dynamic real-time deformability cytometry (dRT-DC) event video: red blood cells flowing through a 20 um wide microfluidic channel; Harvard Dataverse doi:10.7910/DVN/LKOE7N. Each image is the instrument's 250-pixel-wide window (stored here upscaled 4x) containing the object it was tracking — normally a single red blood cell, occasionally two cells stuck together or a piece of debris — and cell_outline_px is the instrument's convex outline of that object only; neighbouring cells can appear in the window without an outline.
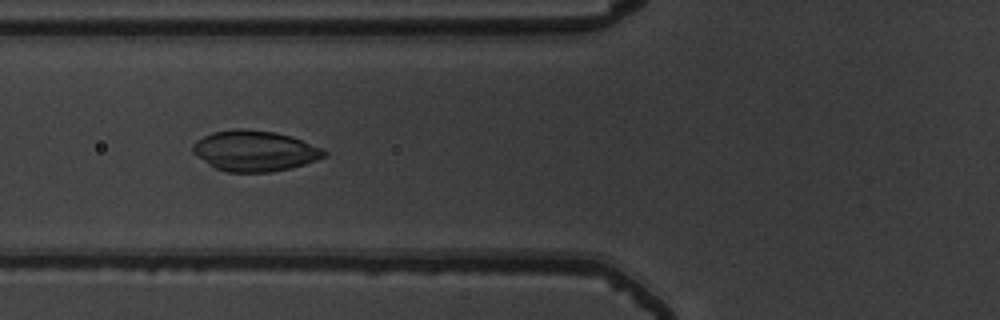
{"species": "common noctule bat (a hibernating species)", "species_latin": "Nyctalus noctula", "temperature_condition": "warm", "stored_images_in_passage": 46, "camera_frame_rate_fps": 3000, "um_per_image_px": 0.085, "animal": {"sex": "male", "body_mass_g": 19.5, "forearm_length_mm": 54.6}, "frame": {"image": 1, "passage_image": 16, "time_ms": 5.0, "image_size_px": [1000, 320], "cell_outline_px": [[328, 156], [292, 168], [272, 172], [228, 172], [216, 168], [192, 152], [192, 144], [196, 140], [212, 132], [236, 128], [244, 128], [276, 132], [292, 136], [324, 148], [328, 152]], "centroid_in_image_um": [21.7, 12.81], "position_along_channel_um": 104.1, "area_um2": 31.39}}
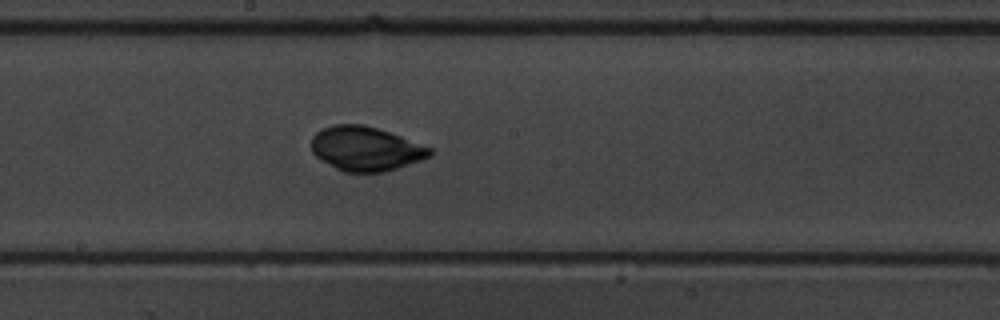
{"frame": {"image": 2, "passage_image": 25, "time_ms": 8.0, "image_size_px": [1000, 320], "cell_outline_px": [[432, 156], [384, 172], [344, 172], [320, 160], [312, 152], [312, 136], [316, 132], [332, 124], [364, 124], [400, 136], [432, 148]], "centroid_in_image_um": [31.06, 12.64], "position_along_channel_um": 217.1, "area_um2": 30.4}}
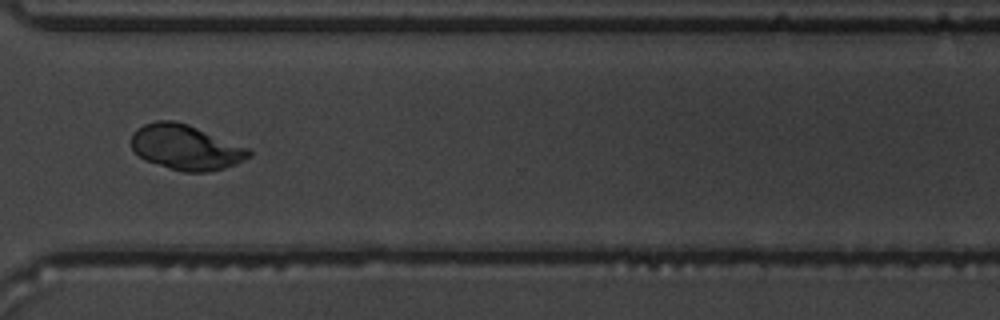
{"frame": {"image": 3, "passage_image": 36, "time_ms": 11.667, "image_size_px": [1000, 320], "cell_outline_px": [[252, 156], [236, 164], [224, 168], [208, 172], [184, 172], [144, 160], [132, 148], [132, 132], [136, 128], [144, 124], [156, 120], [172, 120], [188, 124], [248, 148], [252, 152]], "centroid_in_image_um": [15.79, 12.52], "position_along_channel_um": 354.8, "area_um2": 30.81}}